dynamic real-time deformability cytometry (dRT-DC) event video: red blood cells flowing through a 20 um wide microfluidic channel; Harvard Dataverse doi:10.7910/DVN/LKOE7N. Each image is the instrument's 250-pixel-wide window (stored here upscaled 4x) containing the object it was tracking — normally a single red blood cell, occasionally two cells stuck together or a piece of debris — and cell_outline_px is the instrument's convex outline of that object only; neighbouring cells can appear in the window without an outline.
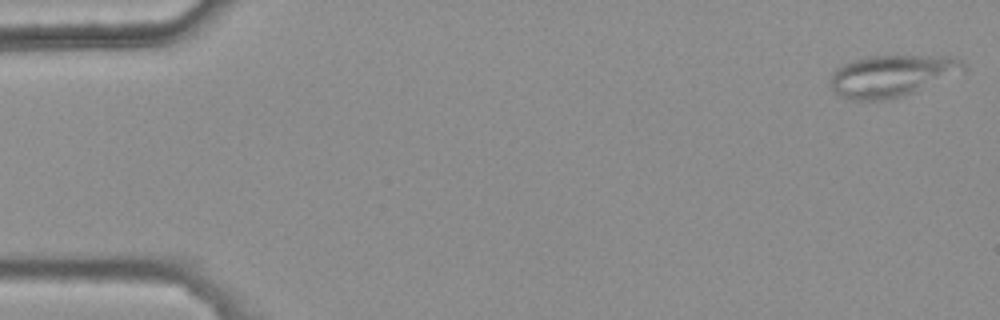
{"species": "common noctule bat (a hibernating species)", "species_latin": "Nyctalus noctula", "temperature_condition": "warm", "stored_images_in_passage": 15, "camera_frame_rate_fps": 3000, "um_per_image_px": 0.085, "animal": {"sex": "female", "body_mass_g": 25.1}, "frame": {"image": 1, "passage_image": 1, "time_ms": 0.0, "image_size_px": [1000, 320], "cell_outline_px": [[968, 68], [964, 72], [912, 92], [888, 100], [848, 100], [836, 96], [828, 84], [832, 72], [836, 68], [844, 64], [868, 56], [948, 56], [964, 60]], "centroid_in_image_um": [75.78, 6.45], "position_along_channel_um": 9.2, "area_um2": 32.66}}